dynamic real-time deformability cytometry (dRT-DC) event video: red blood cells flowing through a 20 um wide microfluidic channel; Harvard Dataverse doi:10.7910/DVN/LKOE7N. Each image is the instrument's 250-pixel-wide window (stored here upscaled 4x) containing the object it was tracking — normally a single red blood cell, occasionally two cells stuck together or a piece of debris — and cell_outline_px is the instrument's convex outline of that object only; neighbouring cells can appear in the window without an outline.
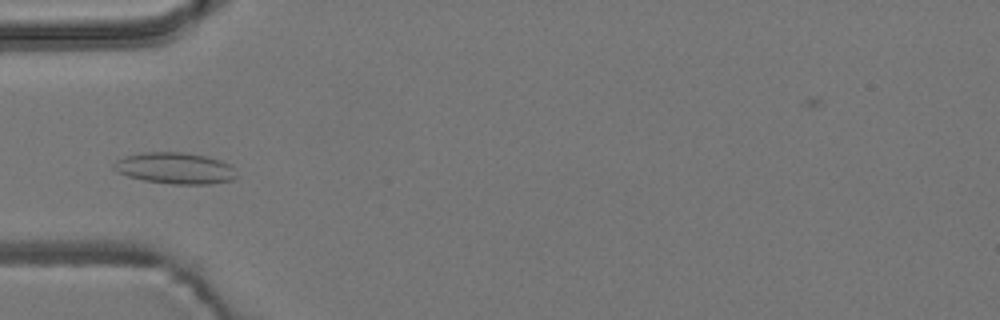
{"species": "common noctule bat (a hibernating species)", "species_latin": "Nyctalus noctula", "temperature_condition": "room temperature", "stored_images_in_passage": 3, "camera_frame_rate_fps": 3000, "um_per_image_px": 0.085, "animal": {"sex": "male", "body_mass_g": 19.2, "forearm_length_mm": 51.8}, "frame": {"image": 1, "passage_image": 3, "time_ms": 5.0, "image_size_px": [1000, 320], "cell_outline_px": [[236, 176], [232, 180], [208, 184], [172, 184], [144, 180], [128, 176], [116, 172], [112, 168], [112, 164], [116, 160], [124, 156], [144, 152], [184, 152], [208, 156], [220, 160], [228, 164], [232, 168]], "centroid_in_image_um": [14.83, 14.29], "position_along_channel_um": 70.2, "area_um2": 22.43}}